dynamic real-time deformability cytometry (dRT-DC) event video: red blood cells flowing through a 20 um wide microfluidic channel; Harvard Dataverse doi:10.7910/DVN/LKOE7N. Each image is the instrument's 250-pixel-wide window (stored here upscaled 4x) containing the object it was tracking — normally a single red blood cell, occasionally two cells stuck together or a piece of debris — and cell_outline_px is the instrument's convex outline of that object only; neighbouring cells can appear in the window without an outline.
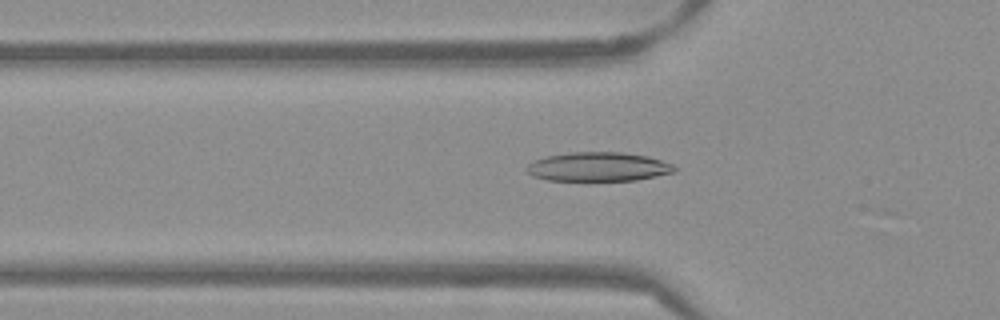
{"species": "Egyptian fruit bat (a non-hibernating species)", "species_latin": "Rousettus aegyptiacus", "temperature_condition": "warm", "stored_images_in_passage": 53, "camera_frame_rate_fps": 3000, "um_per_image_px": 0.085, "frame": {"image": 1, "passage_image": 18, "time_ms": 5.667, "image_size_px": [1000, 320], "cell_outline_px": [[676, 172], [636, 180], [548, 180], [532, 176], [524, 168], [532, 160], [548, 156], [568, 152], [620, 152], [648, 156], [672, 164], [676, 168]], "centroid_in_image_um": [50.83, 14.17], "position_along_channel_um": 75.0, "area_um2": 25.03}}
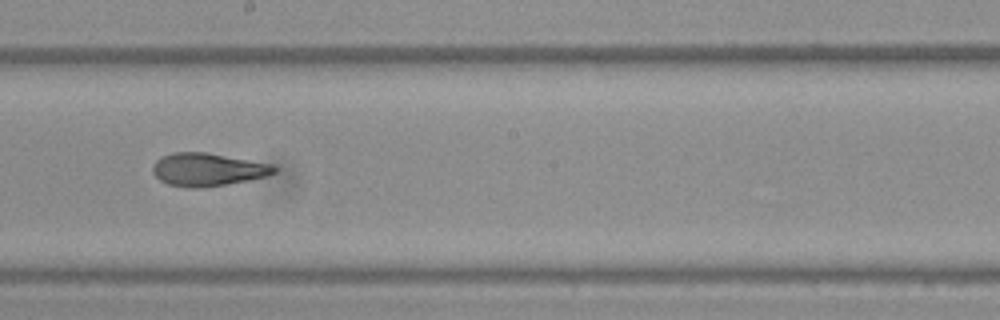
{"frame": {"image": 2, "passage_image": 30, "time_ms": 9.667, "image_size_px": [1000, 320], "cell_outline_px": [[276, 172], [268, 176], [248, 180], [200, 188], [188, 188], [168, 184], [160, 180], [152, 172], [152, 168], [156, 160], [160, 156], [172, 152], [204, 152], [272, 164], [276, 168]], "centroid_in_image_um": [17.62, 14.41], "position_along_channel_um": 230.6, "area_um2": 23.24}}
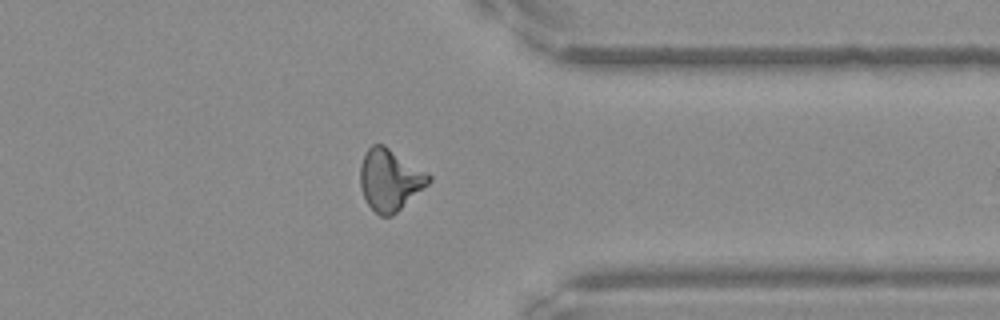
{"frame": {"image": 3, "passage_image": 42, "time_ms": 13.667, "image_size_px": [1000, 320], "cell_outline_px": [[432, 180], [428, 184], [392, 216], [380, 216], [368, 204], [364, 196], [360, 184], [360, 164], [364, 152], [372, 144], [384, 144], [428, 172], [432, 176]], "centroid_in_image_um": [33.14, 15.25], "position_along_channel_um": 378.3, "area_um2": 24.62}, "authors_computed_cell_mechanics": {"area_um2": 24.0448, "velocity_mm_per_s": 3.863, "shape_relaxation_time_tau1_ms": 11.2134, "shape_relaxation_time_tau2_ms": 1.4062, "deformation_change_tau1": 0.2621, "deformation_change_tau2": 0.0771}}